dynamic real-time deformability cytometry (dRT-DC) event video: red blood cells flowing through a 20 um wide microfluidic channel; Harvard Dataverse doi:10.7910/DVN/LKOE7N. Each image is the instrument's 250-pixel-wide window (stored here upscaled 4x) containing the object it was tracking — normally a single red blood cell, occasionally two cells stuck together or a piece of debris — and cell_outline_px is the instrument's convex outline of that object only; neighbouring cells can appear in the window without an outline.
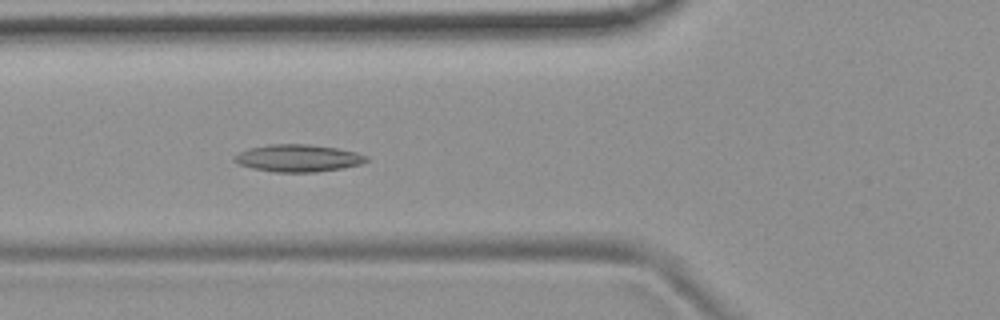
{"species": "common noctule bat (a hibernating species)", "species_latin": "Nyctalus noctula", "temperature_condition": "room temperature", "stored_images_in_passage": 54, "camera_frame_rate_fps": 3000, "um_per_image_px": 0.085, "animal": {"sex": "female", "body_mass_g": 19.9}, "frame": {"image": 1, "passage_image": 20, "time_ms": 6.333, "image_size_px": [1000, 320], "cell_outline_px": [[368, 160], [364, 164], [344, 168], [316, 172], [272, 172], [252, 168], [240, 164], [232, 160], [232, 156], [248, 148], [268, 144], [312, 144], [336, 148], [356, 152], [368, 156]], "centroid_in_image_um": [25.35, 13.44], "position_along_channel_um": 100.5, "area_um2": 21.27}}
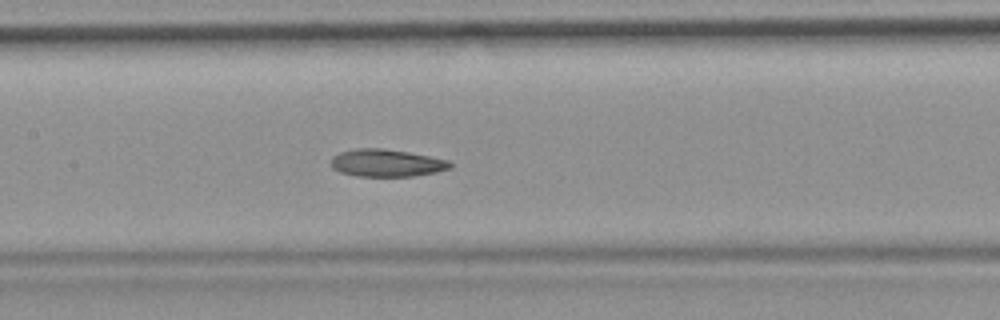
{"frame": {"image": 2, "passage_image": 26, "time_ms": 8.333, "image_size_px": [1000, 320], "cell_outline_px": [[452, 168], [436, 172], [412, 176], [356, 176], [340, 172], [332, 168], [332, 156], [340, 152], [356, 148], [384, 148], [408, 152], [448, 160], [452, 164]], "centroid_in_image_um": [32.85, 13.85], "position_along_channel_um": 174.6, "area_um2": 19.02}}
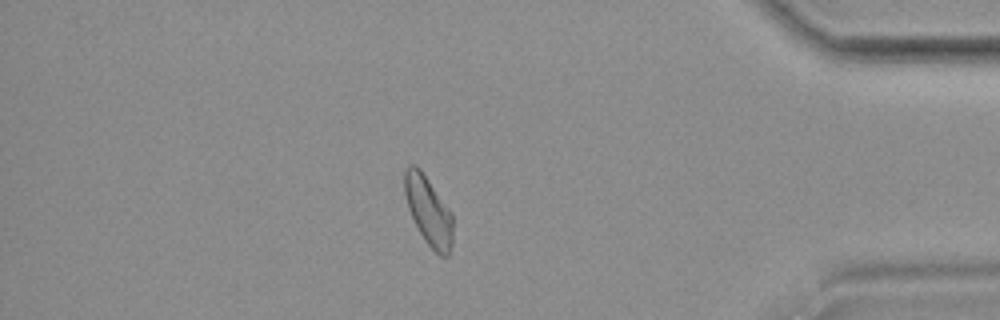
{"frame": {"image": 3, "passage_image": 47, "time_ms": 15.333, "image_size_px": [1000, 320], "cell_outline_px": [[452, 244], [448, 256], [440, 256], [424, 240], [408, 208], [404, 192], [404, 168], [408, 164], [416, 164], [420, 168], [452, 212]], "centroid_in_image_um": [36.41, 17.87], "position_along_channel_um": 398.8, "area_um2": 19.36}, "authors_computed_cell_mechanics": {"area_um2": 19.9699, "velocity_mm_per_s": 3.6995, "shape_relaxation_time_tau1_ms": null, "shape_relaxation_time_tau2_ms": 5.681, "deformation_change_tau1": null, "deformation_change_tau2": 0.1263}}